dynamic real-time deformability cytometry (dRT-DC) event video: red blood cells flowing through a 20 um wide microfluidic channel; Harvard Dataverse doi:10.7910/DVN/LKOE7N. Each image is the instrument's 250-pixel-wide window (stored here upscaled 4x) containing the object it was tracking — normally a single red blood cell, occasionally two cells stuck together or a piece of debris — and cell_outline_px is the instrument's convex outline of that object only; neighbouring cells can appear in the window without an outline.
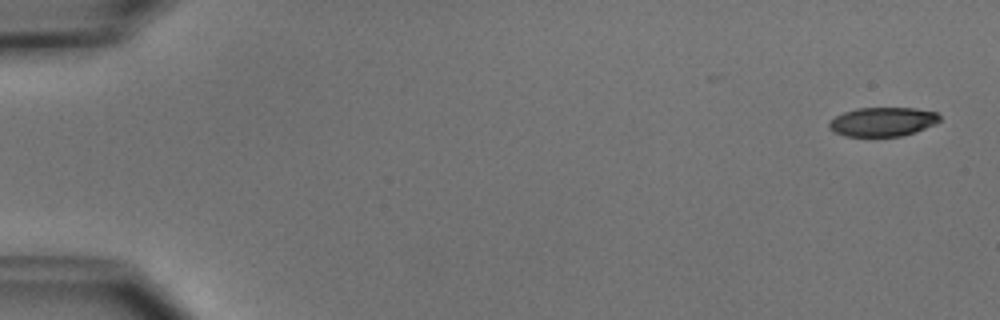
{"species": "common noctule bat (a hibernating species)", "species_latin": "Nyctalus noctula", "temperature_condition": "cold", "stored_images_in_passage": 6, "segment_of_instrument_passage": [1, 2], "camera_frame_rate_fps": 3000, "um_per_image_px": 0.085, "animal": {"sex": "male", "body_mass_g": 15.6}, "frame": {"image": 1, "passage_image": 1, "time_ms": 0.0, "image_size_px": [1000, 320], "cell_outline_px": [[940, 120], [936, 124], [916, 132], [900, 136], [844, 136], [828, 128], [828, 124], [836, 116], [844, 112], [856, 108], [916, 108], [936, 112], [940, 116]], "centroid_in_image_um": [75.05, 10.35], "position_along_channel_um": 9.9, "area_um2": 18.73}}
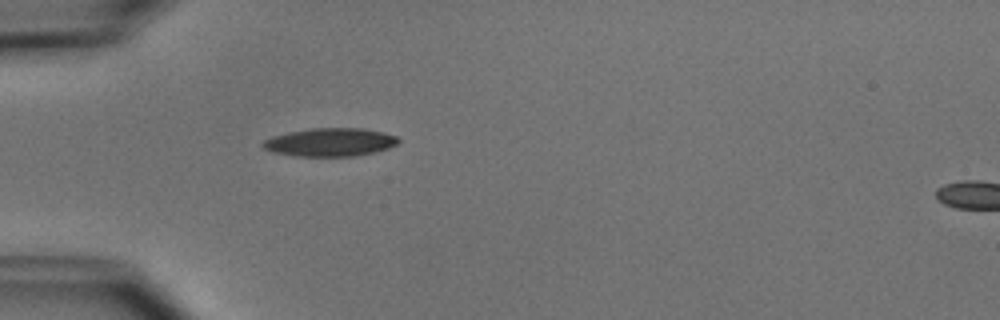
{"frame": {"image": 2, "passage_image": 5, "time_ms": 4.667, "image_size_px": [1000, 320], "cell_outline_px": [[400, 140], [396, 144], [388, 148], [376, 152], [356, 156], [292, 156], [272, 152], [264, 148], [260, 144], [264, 140], [272, 136], [288, 132], [312, 128], [364, 128], [384, 132], [396, 136]], "centroid_in_image_um": [28.05, 12.09], "position_along_channel_um": 57.0, "area_um2": 22.48}}